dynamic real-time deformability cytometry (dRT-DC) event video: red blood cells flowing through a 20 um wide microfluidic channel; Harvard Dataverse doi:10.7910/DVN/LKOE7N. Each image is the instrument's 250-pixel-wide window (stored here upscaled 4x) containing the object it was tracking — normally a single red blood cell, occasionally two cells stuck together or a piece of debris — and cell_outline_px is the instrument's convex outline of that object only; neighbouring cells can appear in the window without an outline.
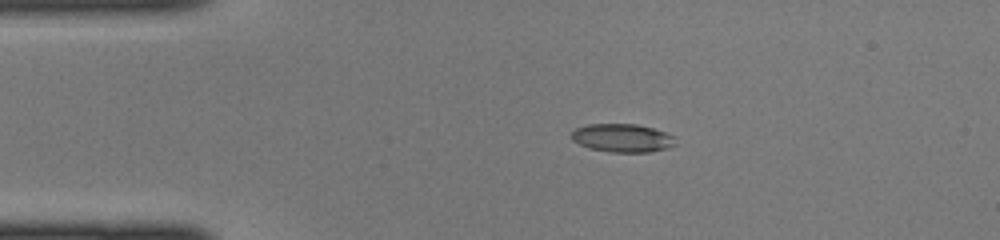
{"species": "common noctule bat (a hibernating species)", "species_latin": "Nyctalus noctula", "temperature_condition": "cold", "stored_images_in_passage": 37, "camera_frame_rate_fps": 3000, "um_per_image_px": 0.085, "animal": {"sex": "female", "body_mass_g": 22.0, "forearm_length_mm": 56.7}, "frame": {"image": 1, "passage_image": 1, "time_ms": 0.0, "image_size_px": [1000, 240], "cell_outline_px": [[676, 144], [668, 148], [648, 152], [608, 152], [592, 148], [580, 144], [572, 140], [572, 132], [576, 128], [588, 124], [636, 124], [652, 128], [676, 136]], "centroid_in_image_um": [52.94, 11.73], "position_along_channel_um": 32.1, "area_um2": 17.11}}
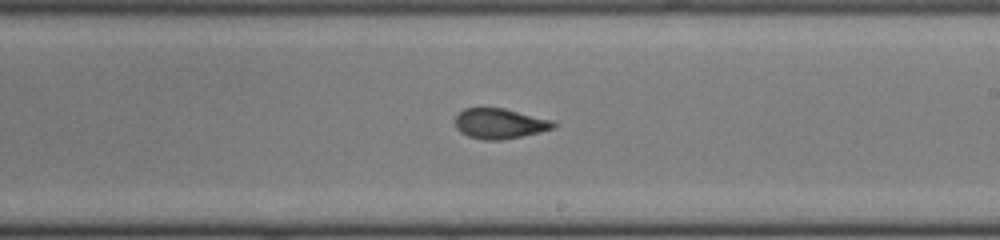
{"frame": {"image": 2, "passage_image": 18, "time_ms": 5.667, "image_size_px": [1000, 240], "cell_outline_px": [[556, 128], [540, 132], [500, 140], [484, 140], [468, 136], [460, 132], [456, 128], [456, 116], [464, 108], [504, 108], [552, 120], [556, 124]], "centroid_in_image_um": [42.48, 10.5], "position_along_channel_um": 246.5, "area_um2": 17.22}}
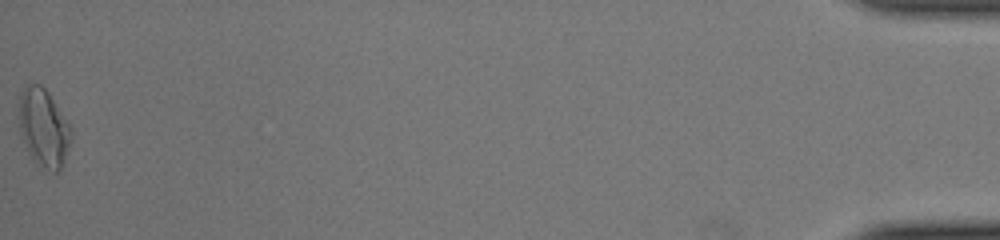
{"frame": {"image": 3, "passage_image": 37, "time_ms": 12.0, "image_size_px": [1000, 240], "cell_outline_px": [[72, 140], [60, 168], [56, 172], [52, 172], [36, 164], [32, 160], [28, 152], [20, 132], [16, 104], [20, 92], [24, 84], [40, 84], [48, 92], [72, 128]], "centroid_in_image_um": [3.66, 10.82], "position_along_channel_um": 431.5, "area_um2": 24.22}}